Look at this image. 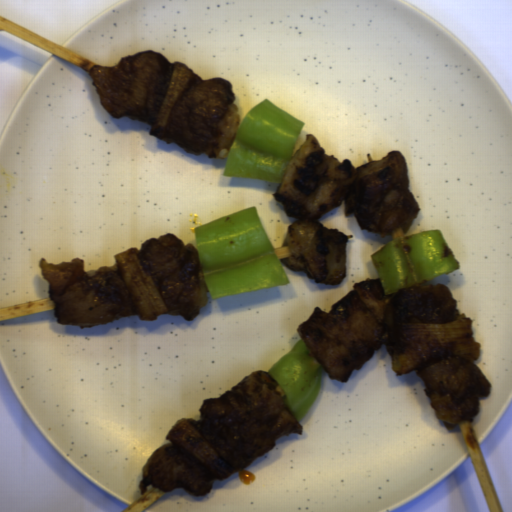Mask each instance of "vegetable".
<instances>
[{
  "label": "vegetable",
  "instance_id": "vegetable-3",
  "mask_svg": "<svg viewBox=\"0 0 512 512\" xmlns=\"http://www.w3.org/2000/svg\"><path fill=\"white\" fill-rule=\"evenodd\" d=\"M371 257L385 296L460 268L440 229L392 240Z\"/></svg>",
  "mask_w": 512,
  "mask_h": 512
},
{
  "label": "vegetable",
  "instance_id": "vegetable-2",
  "mask_svg": "<svg viewBox=\"0 0 512 512\" xmlns=\"http://www.w3.org/2000/svg\"><path fill=\"white\" fill-rule=\"evenodd\" d=\"M305 124L265 98L242 120L225 159L222 178L283 183Z\"/></svg>",
  "mask_w": 512,
  "mask_h": 512
},
{
  "label": "vegetable",
  "instance_id": "vegetable-5",
  "mask_svg": "<svg viewBox=\"0 0 512 512\" xmlns=\"http://www.w3.org/2000/svg\"><path fill=\"white\" fill-rule=\"evenodd\" d=\"M268 373L281 386L285 405L300 423L320 394L322 364L299 338Z\"/></svg>",
  "mask_w": 512,
  "mask_h": 512
},
{
  "label": "vegetable",
  "instance_id": "vegetable-8",
  "mask_svg": "<svg viewBox=\"0 0 512 512\" xmlns=\"http://www.w3.org/2000/svg\"><path fill=\"white\" fill-rule=\"evenodd\" d=\"M197 78V74L189 67L177 60L175 61L158 115L150 127L149 133L152 136L167 140L171 111L176 101L190 88Z\"/></svg>",
  "mask_w": 512,
  "mask_h": 512
},
{
  "label": "vegetable",
  "instance_id": "vegetable-7",
  "mask_svg": "<svg viewBox=\"0 0 512 512\" xmlns=\"http://www.w3.org/2000/svg\"><path fill=\"white\" fill-rule=\"evenodd\" d=\"M166 439L212 479L222 481L238 472L212 448L196 420L181 418L173 425Z\"/></svg>",
  "mask_w": 512,
  "mask_h": 512
},
{
  "label": "vegetable",
  "instance_id": "vegetable-1",
  "mask_svg": "<svg viewBox=\"0 0 512 512\" xmlns=\"http://www.w3.org/2000/svg\"><path fill=\"white\" fill-rule=\"evenodd\" d=\"M202 279L212 296L291 284L256 207L194 227Z\"/></svg>",
  "mask_w": 512,
  "mask_h": 512
},
{
  "label": "vegetable",
  "instance_id": "vegetable-6",
  "mask_svg": "<svg viewBox=\"0 0 512 512\" xmlns=\"http://www.w3.org/2000/svg\"><path fill=\"white\" fill-rule=\"evenodd\" d=\"M139 249L129 248L114 254L115 264L128 296L143 321H157L170 311L152 277L146 274L139 260Z\"/></svg>",
  "mask_w": 512,
  "mask_h": 512
},
{
  "label": "vegetable",
  "instance_id": "vegetable-4",
  "mask_svg": "<svg viewBox=\"0 0 512 512\" xmlns=\"http://www.w3.org/2000/svg\"><path fill=\"white\" fill-rule=\"evenodd\" d=\"M472 318L464 313L447 323H400L387 346L394 374L402 376L421 364L448 356L469 361L480 357Z\"/></svg>",
  "mask_w": 512,
  "mask_h": 512
}]
</instances>
